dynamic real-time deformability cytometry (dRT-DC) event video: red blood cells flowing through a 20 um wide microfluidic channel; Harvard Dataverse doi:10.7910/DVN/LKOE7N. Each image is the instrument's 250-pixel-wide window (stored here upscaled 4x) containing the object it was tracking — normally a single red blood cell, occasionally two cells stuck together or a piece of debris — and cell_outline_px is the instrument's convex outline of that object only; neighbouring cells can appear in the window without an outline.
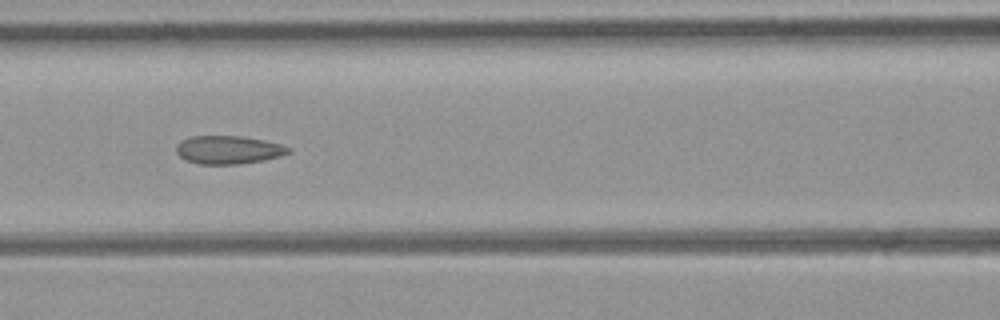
{"species": "common noctule bat (a hibernating species)", "species_latin": "Nyctalus noctula", "temperature_condition": "room temperature", "stored_images_in_passage": 11, "camera_frame_rate_fps": 3000, "um_per_image_px": 0.085, "animal": {"sex": "female", "body_mass_g": 21.9}, "frame": {"image": 1, "passage_image": 7, "time_ms": 2.0, "image_size_px": [1000, 320], "cell_outline_px": [[292, 152], [280, 156], [264, 160], [240, 164], [200, 164], [184, 160], [176, 152], [176, 148], [180, 140], [192, 136], [240, 136], [264, 140], [280, 144], [292, 148]], "centroid_in_image_um": [19.42, 12.74], "position_along_channel_um": 147.2, "area_um2": 18.55}}